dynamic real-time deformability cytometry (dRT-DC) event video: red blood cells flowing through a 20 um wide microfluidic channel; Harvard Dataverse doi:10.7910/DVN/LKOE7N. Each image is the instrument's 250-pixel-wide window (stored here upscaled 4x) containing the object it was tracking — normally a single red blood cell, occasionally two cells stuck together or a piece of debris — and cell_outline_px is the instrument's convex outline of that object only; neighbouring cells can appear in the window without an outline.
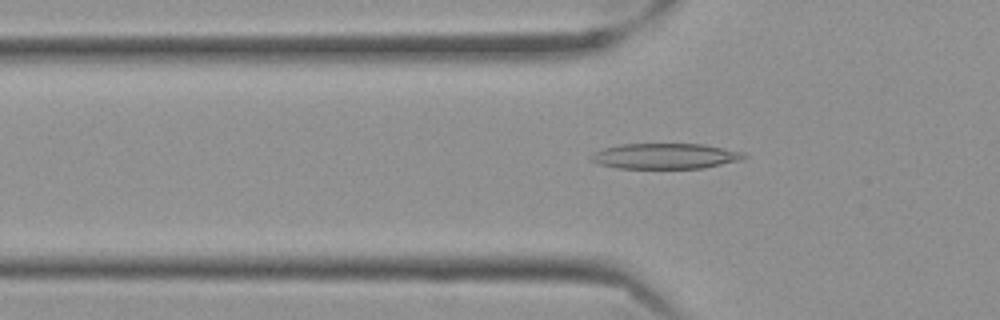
{"species": "Egyptian fruit bat (a non-hibernating species)", "species_latin": "Rousettus aegyptiacus", "temperature_condition": "cold", "stored_images_in_passage": 57, "camera_frame_rate_fps": 3000, "um_per_image_px": 0.085, "frame": {"image": 1, "passage_image": 19, "time_ms": 6.0, "image_size_px": [1000, 320], "cell_outline_px": [[748, 156], [736, 160], [704, 168], [620, 168], [600, 164], [592, 160], [592, 152], [604, 148], [620, 144], [704, 144], [744, 152]], "centroid_in_image_um": [56.53, 13.26], "position_along_channel_um": 69.3, "area_um2": 22.43}}
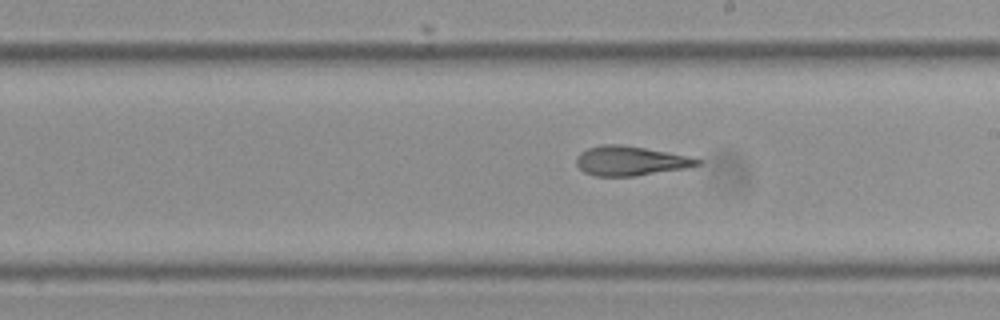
{"frame": {"image": 2, "passage_image": 33, "time_ms": 10.667, "image_size_px": [1000, 320], "cell_outline_px": [[704, 160], [700, 164], [684, 168], [636, 176], [596, 176], [584, 172], [576, 164], [576, 156], [580, 152], [588, 148], [600, 144], [620, 144], [644, 148]], "centroid_in_image_um": [53.51, 13.67], "position_along_channel_um": 235.5, "area_um2": 20.52}}
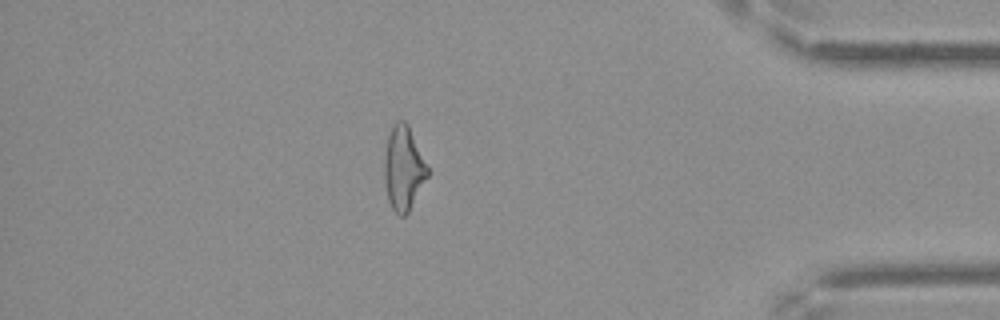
{"frame": {"image": 3, "passage_image": 50, "time_ms": 16.333, "image_size_px": [1000, 320], "cell_outline_px": [[428, 176], [408, 212], [404, 216], [400, 216], [392, 208], [388, 200], [384, 176], [384, 160], [388, 136], [392, 124], [396, 120], [404, 120], [408, 124], [428, 168]], "centroid_in_image_um": [34.28, 14.28], "position_along_channel_um": 400.9, "area_um2": 20.92}, "authors_computed_cell_mechanics": {"area_um2": 22.253, "velocity_mm_per_s": 3.543, "shape_relaxation_time_tau1_ms": 10.759, "shape_relaxation_time_tau2_ms": 2.6918, "deformation_change_tau1": 0.2221, "deformation_change_tau2": 0.1149}}